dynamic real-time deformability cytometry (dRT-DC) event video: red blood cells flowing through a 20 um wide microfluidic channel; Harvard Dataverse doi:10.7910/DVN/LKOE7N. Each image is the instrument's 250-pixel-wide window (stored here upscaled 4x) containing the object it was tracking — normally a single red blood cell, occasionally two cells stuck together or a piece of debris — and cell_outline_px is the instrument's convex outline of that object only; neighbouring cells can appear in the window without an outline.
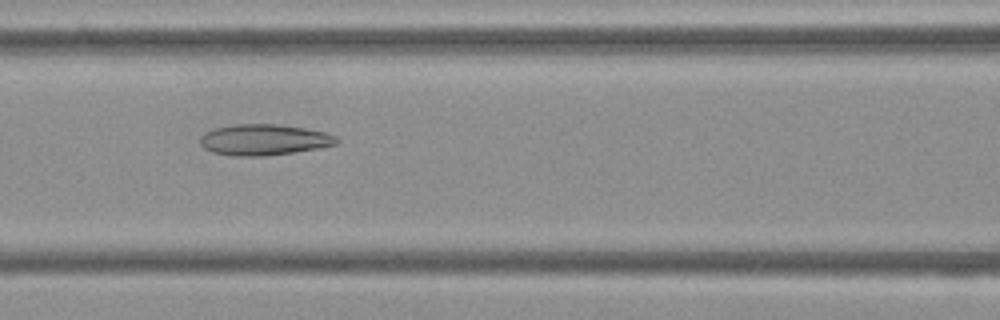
{"species": "Egyptian fruit bat (a non-hibernating species)", "species_latin": "Rousettus aegyptiacus", "temperature_condition": "cold", "stored_images_in_passage": 44, "camera_frame_rate_fps": 3000, "um_per_image_px": 0.085, "frame": {"image": 1, "passage_image": 13, "time_ms": 4.0, "image_size_px": [1000, 320], "cell_outline_px": [[340, 140], [336, 144], [320, 148], [264, 156], [236, 156], [212, 152], [204, 148], [200, 144], [200, 136], [204, 132], [216, 128], [236, 124], [280, 124], [304, 128], [324, 132], [336, 136]], "centroid_in_image_um": [22.43, 11.88], "position_along_channel_um": 144.2, "area_um2": 24.62}}
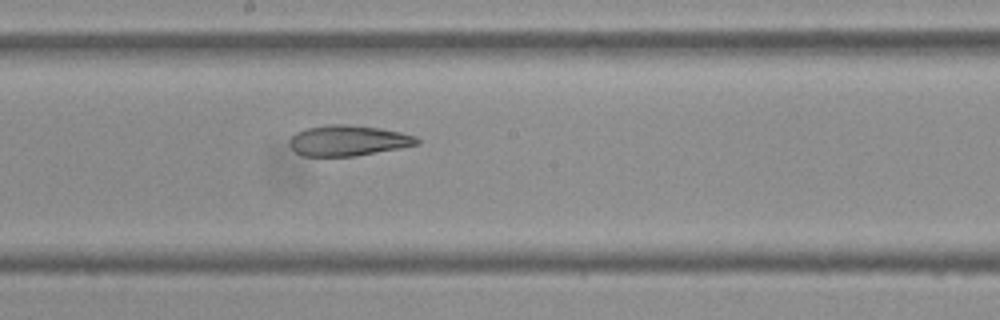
{"frame": {"image": 2, "passage_image": 19, "time_ms": 6.0, "image_size_px": [1000, 320], "cell_outline_px": [[420, 144], [400, 148], [356, 156], [304, 156], [296, 152], [288, 144], [288, 140], [296, 132], [308, 128], [328, 124], [344, 124], [380, 128], [400, 132], [416, 136], [420, 140]], "centroid_in_image_um": [29.59, 11.95], "position_along_channel_um": 218.6, "area_um2": 22.77}}
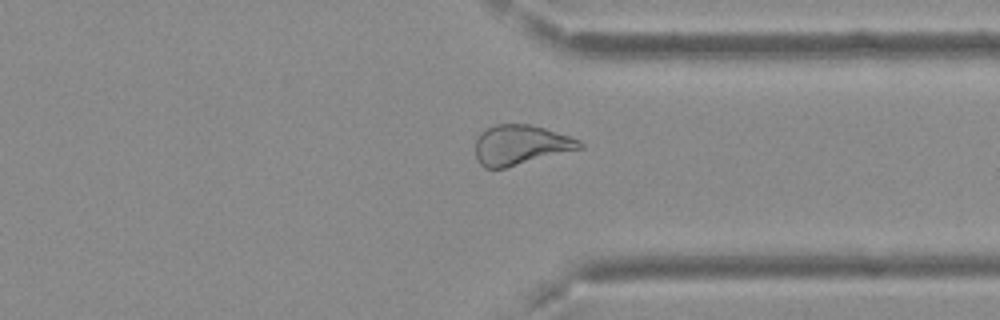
{"frame": {"image": 3, "passage_image": 31, "time_ms": 10.0, "image_size_px": [1000, 320], "cell_outline_px": [[584, 148], [504, 168], [484, 168], [480, 164], [476, 156], [476, 140], [480, 132], [496, 124], [528, 124], [544, 128], [580, 140], [584, 144]], "centroid_in_image_um": [44.25, 12.32], "position_along_channel_um": 367.1, "area_um2": 24.1}, "authors_computed_cell_mechanics": {"area_um2": 25.2875, "velocity_mm_per_s": 3.7264, "shape_relaxation_time_tau1_ms": null, "shape_relaxation_time_tau2_ms": 4.2881, "deformation_change_tau1": null, "deformation_change_tau2": 0.1264}}